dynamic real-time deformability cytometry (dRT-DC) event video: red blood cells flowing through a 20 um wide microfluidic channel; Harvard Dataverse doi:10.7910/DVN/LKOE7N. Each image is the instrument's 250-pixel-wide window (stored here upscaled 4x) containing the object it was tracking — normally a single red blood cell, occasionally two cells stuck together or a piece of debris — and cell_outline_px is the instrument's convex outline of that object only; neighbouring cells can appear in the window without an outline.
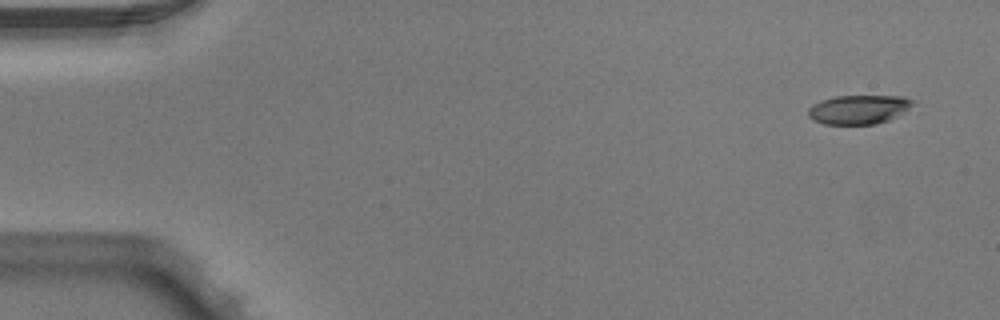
{"species": "Egyptian fruit bat (a non-hibernating species)", "species_latin": "Rousettus aegyptiacus", "temperature_condition": "warm", "stored_images_in_passage": 4, "camera_frame_rate_fps": 3000, "um_per_image_px": 0.085, "animal": {"sex": "male"}, "frame": {"image": 1, "passage_image": 1, "time_ms": 0.0, "image_size_px": [1000, 320], "cell_outline_px": [[916, 100], [908, 108], [896, 116], [888, 120], [876, 124], [824, 124], [812, 120], [808, 116], [808, 108], [812, 104], [820, 100], [836, 96], [904, 96]], "centroid_in_image_um": [72.95, 9.3], "position_along_channel_um": 12.0, "area_um2": 17.74}}
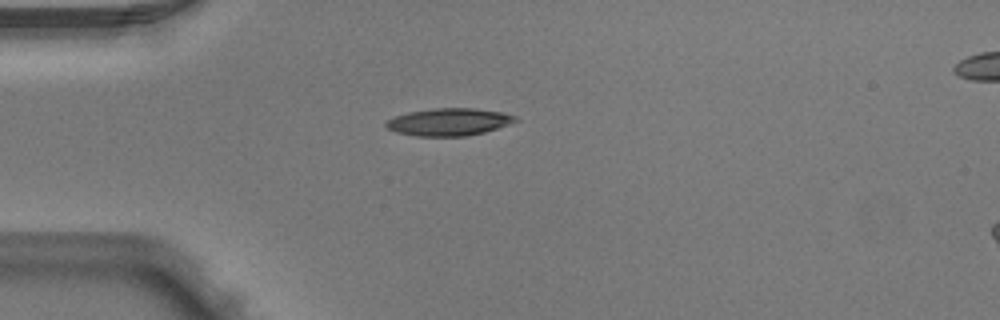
{"frame": {"image": 2, "passage_image": 4, "time_ms": 1.0, "image_size_px": [1000, 320], "cell_outline_px": [[520, 120], [484, 132], [464, 136], [416, 136], [396, 132], [388, 128], [384, 124], [388, 120], [396, 116], [408, 112], [436, 108], [476, 108], [504, 112], [516, 116]], "centroid_in_image_um": [38.18, 10.36], "position_along_channel_um": 46.8, "area_um2": 20.58}}